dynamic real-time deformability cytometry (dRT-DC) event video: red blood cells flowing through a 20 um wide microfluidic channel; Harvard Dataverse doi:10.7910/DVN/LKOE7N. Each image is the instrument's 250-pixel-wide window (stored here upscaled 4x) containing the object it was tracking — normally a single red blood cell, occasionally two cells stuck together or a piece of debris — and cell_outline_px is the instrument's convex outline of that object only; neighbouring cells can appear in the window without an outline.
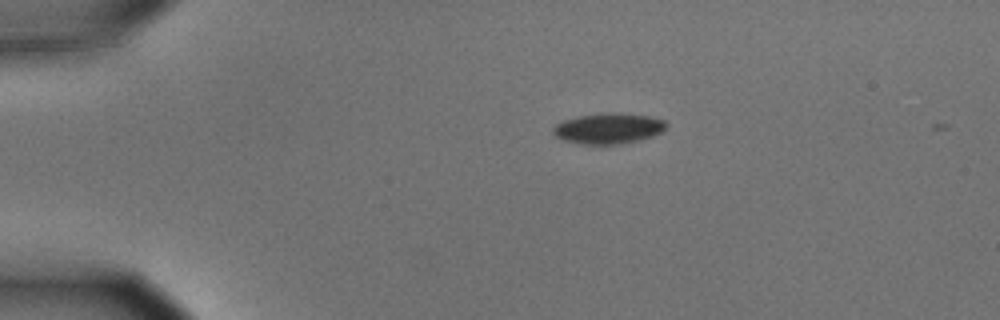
{"species": "common noctule bat (a hibernating species)", "species_latin": "Nyctalus noctula", "temperature_condition": "cold", "stored_images_in_passage": 4, "camera_frame_rate_fps": 3000, "um_per_image_px": 0.085, "animal": {"sex": "male", "body_mass_g": 15.6}, "frame": {"image": 1, "passage_image": 1, "time_ms": 0.0, "image_size_px": [1000, 320], "cell_outline_px": [[668, 124], [660, 132], [652, 136], [612, 144], [580, 144], [564, 140], [556, 136], [552, 132], [552, 128], [556, 124], [564, 120], [576, 116], [604, 112], [620, 112], [648, 116], [664, 120]], "centroid_in_image_um": [51.66, 10.88], "position_along_channel_um": 33.3, "area_um2": 20.0}}